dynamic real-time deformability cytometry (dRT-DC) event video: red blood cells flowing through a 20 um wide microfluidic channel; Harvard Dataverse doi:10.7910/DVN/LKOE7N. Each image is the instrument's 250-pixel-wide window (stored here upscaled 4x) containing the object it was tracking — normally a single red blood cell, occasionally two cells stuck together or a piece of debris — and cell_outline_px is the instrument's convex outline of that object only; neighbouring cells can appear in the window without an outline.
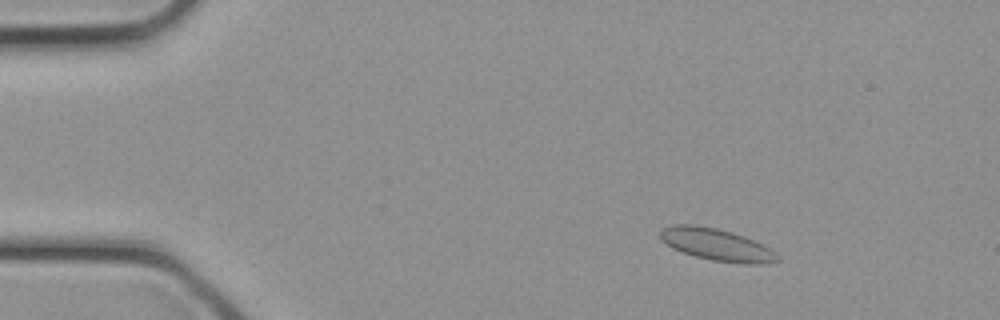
{"species": "common noctule bat (a hibernating species)", "species_latin": "Nyctalus noctula", "temperature_condition": "cold", "stored_images_in_passage": 33, "camera_frame_rate_fps": 3000, "um_per_image_px": 0.085, "animal": {"sex": "female", "body_mass_g": 21.9}, "frame": {"image": 1, "passage_image": 5, "time_ms": 1.333, "image_size_px": [1000, 320], "cell_outline_px": [[780, 260], [768, 264], [744, 264], [712, 260], [680, 252], [672, 248], [660, 240], [660, 232], [664, 228], [672, 224], [696, 224], [716, 228], [732, 232], [744, 236], [764, 244], [772, 248], [780, 256]], "centroid_in_image_um": [60.96, 20.8], "position_along_channel_um": 24.0, "area_um2": 22.31}}
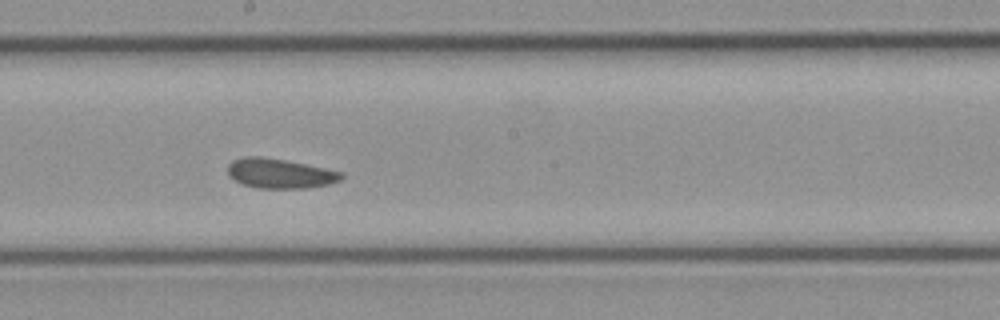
{"frame": {"image": 2, "passage_image": 18, "time_ms": 5.667, "image_size_px": [1000, 320], "cell_outline_px": [[344, 176], [340, 180], [328, 184], [308, 188], [256, 188], [244, 184], [228, 176], [228, 164], [232, 160], [244, 156], [264, 156], [344, 172]], "centroid_in_image_um": [23.77, 14.74], "position_along_channel_um": 224.4, "area_um2": 19.65}}
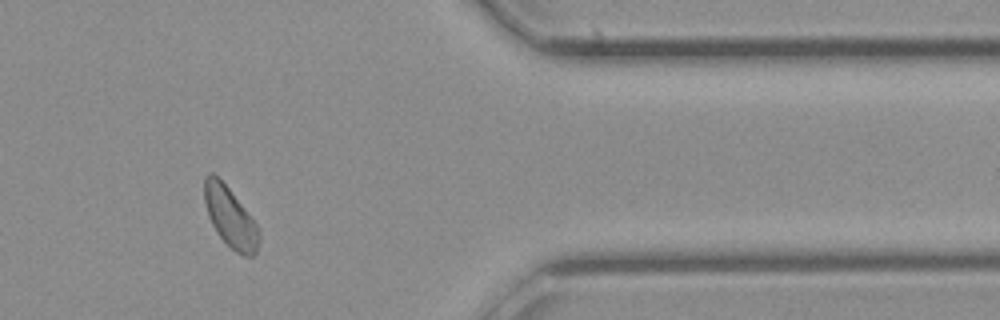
{"frame": {"image": 3, "passage_image": 27, "time_ms": 8.667, "image_size_px": [1000, 320], "cell_outline_px": [[260, 240], [256, 252], [252, 256], [244, 256], [236, 252], [216, 232], [208, 216], [204, 200], [204, 176], [208, 172], [212, 172], [228, 188], [256, 224], [260, 232]], "centroid_in_image_um": [19.55, 18.47], "position_along_channel_um": 391.8, "area_um2": 18.79}}